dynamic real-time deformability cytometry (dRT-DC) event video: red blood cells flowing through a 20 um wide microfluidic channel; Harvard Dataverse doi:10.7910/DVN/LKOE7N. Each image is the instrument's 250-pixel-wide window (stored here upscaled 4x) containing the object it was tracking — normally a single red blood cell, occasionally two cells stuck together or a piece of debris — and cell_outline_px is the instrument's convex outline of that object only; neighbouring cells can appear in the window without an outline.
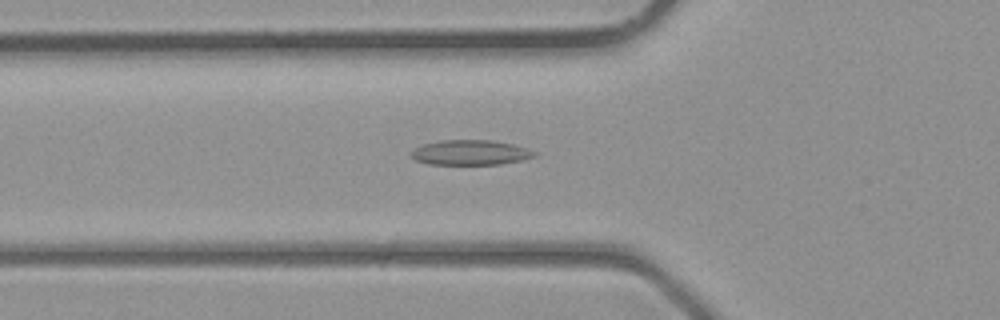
{"species": "common noctule bat (a hibernating species)", "species_latin": "Nyctalus noctula", "temperature_condition": "room temperature", "stored_images_in_passage": 33, "camera_frame_rate_fps": 3000, "um_per_image_px": 0.085, "animal": {"sex": "male", "body_mass_g": 23.1, "forearm_length_mm": 52.7}, "frame": {"image": 1, "passage_image": 6, "time_ms": 1.667, "image_size_px": [1000, 320], "cell_outline_px": [[540, 152], [536, 156], [524, 160], [500, 164], [428, 164], [416, 160], [408, 152], [424, 144], [440, 140], [488, 140], [512, 144], [528, 148]], "centroid_in_image_um": [40.03, 12.97], "position_along_channel_um": 85.8, "area_um2": 18.03}}
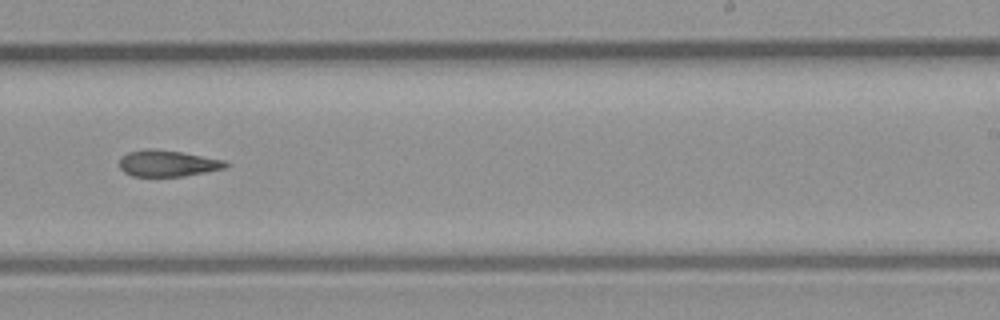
{"frame": {"image": 2, "passage_image": 17, "time_ms": 5.333, "image_size_px": [1000, 320], "cell_outline_px": [[232, 164], [224, 168], [184, 176], [132, 176], [124, 172], [120, 168], [120, 156], [128, 152], [144, 148], [152, 148], [180, 152], [224, 160]], "centroid_in_image_um": [14.22, 13.88], "position_along_channel_um": 274.8, "area_um2": 16.3}}
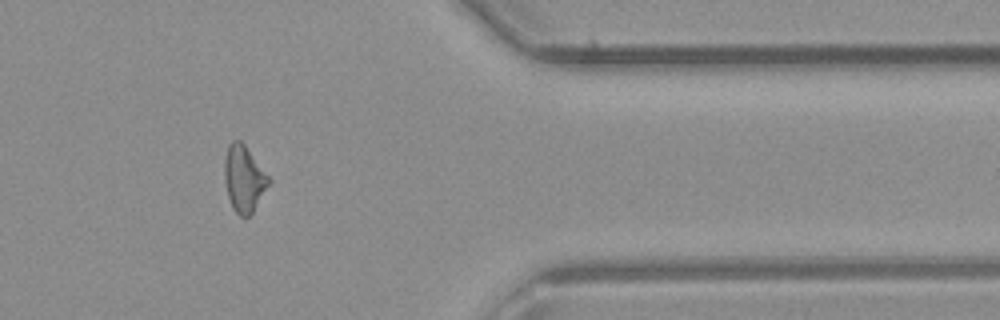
{"frame": {"image": 3, "passage_image": 25, "time_ms": 8.0, "image_size_px": [1000, 320], "cell_outline_px": [[272, 180], [252, 212], [248, 216], [240, 216], [232, 208], [228, 196], [224, 180], [224, 160], [228, 144], [232, 140], [240, 140], [244, 144]], "centroid_in_image_um": [20.72, 15.17], "position_along_channel_um": 390.7, "area_um2": 17.05}}